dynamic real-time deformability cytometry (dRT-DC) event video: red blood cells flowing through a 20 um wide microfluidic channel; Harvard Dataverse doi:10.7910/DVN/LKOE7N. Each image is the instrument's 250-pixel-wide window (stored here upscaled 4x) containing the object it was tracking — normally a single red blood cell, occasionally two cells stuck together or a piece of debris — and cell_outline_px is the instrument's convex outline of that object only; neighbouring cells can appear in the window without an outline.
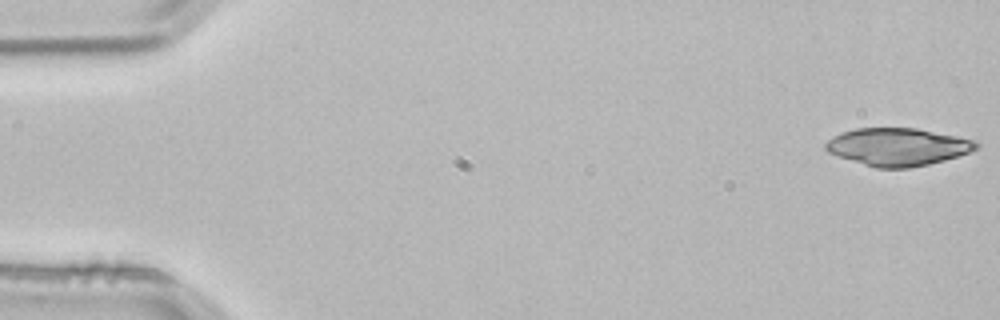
{"species": "common noctule bat (a hibernating species)", "species_latin": "Nyctalus noctula", "temperature_condition": "room temperature", "stored_images_in_passage": 4, "camera_frame_rate_fps": 3000, "um_per_image_px": 0.085, "animal": {"sex": "male", "body_mass_g": 21.5, "forearm_length_mm": 52.0}, "frame": {"image": 1, "passage_image": 1, "time_ms": 0.0, "image_size_px": [1000, 320], "cell_outline_px": [[980, 144], [976, 148], [968, 152], [944, 160], [928, 164], [908, 168], [876, 168], [828, 152], [824, 148], [824, 144], [828, 140], [840, 132], [856, 128], [916, 128], [976, 140]], "centroid_in_image_um": [76.29, 12.47], "position_along_channel_um": 8.7, "area_um2": 32.71}}